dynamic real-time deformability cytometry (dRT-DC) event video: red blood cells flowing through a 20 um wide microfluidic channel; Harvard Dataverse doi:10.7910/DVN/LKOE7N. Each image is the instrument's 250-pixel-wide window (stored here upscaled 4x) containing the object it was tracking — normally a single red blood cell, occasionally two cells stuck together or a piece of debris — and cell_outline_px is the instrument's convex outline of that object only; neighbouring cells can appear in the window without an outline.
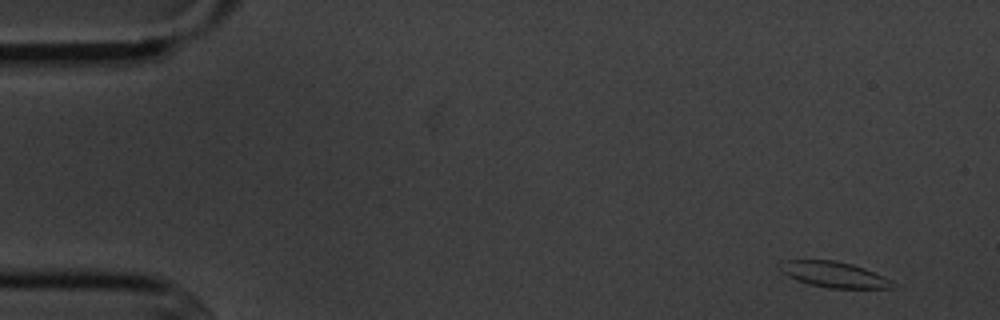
{"species": "common noctule bat (a hibernating species)", "species_latin": "Nyctalus noctula", "temperature_condition": "cold", "stored_images_in_passage": 6, "camera_frame_rate_fps": 3000, "um_per_image_px": 0.085, "animal": {"sex": "male", "body_mass_g": 20.1, "forearm_length_mm": 53.5}, "frame": {"image": 1, "passage_image": 1, "time_ms": 0.0, "image_size_px": [1000, 320], "cell_outline_px": [[896, 284], [892, 288], [828, 288], [808, 284], [788, 276], [776, 264], [784, 260], [836, 260], [852, 264], [864, 268], [884, 276], [892, 280]], "centroid_in_image_um": [70.9, 23.33], "position_along_channel_um": 14.1, "area_um2": 16.94}}
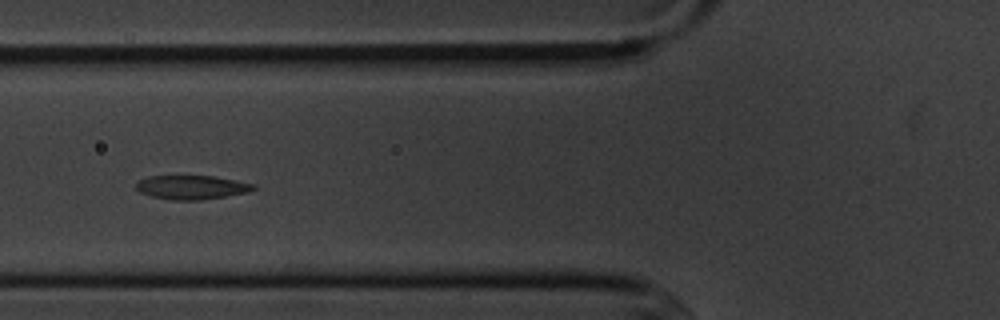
{"frame": {"image": 2, "passage_image": 6, "time_ms": 5.667, "image_size_px": [1000, 320], "cell_outline_px": [[256, 188], [248, 192], [200, 200], [172, 200], [152, 196], [140, 192], [136, 188], [136, 180], [148, 176], [212, 176], [256, 184]], "centroid_in_image_um": [16.26, 15.91], "position_along_channel_um": 109.5, "area_um2": 16.3}}